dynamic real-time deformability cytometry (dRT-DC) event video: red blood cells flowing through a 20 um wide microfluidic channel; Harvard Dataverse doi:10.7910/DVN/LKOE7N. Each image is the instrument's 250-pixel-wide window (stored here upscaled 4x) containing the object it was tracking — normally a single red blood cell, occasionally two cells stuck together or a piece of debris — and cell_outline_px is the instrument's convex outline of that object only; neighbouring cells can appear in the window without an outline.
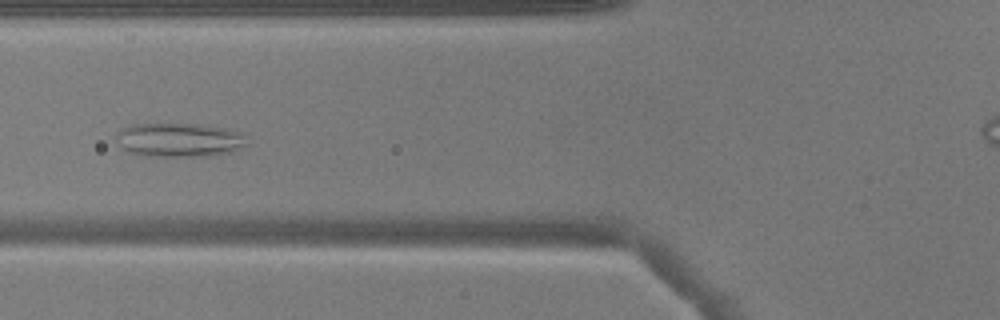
{"species": "common noctule bat (a hibernating species)", "species_latin": "Nyctalus noctula", "temperature_condition": "warm", "stored_images_in_passage": 52, "segment_of_instrument_passage": [1, 2], "camera_frame_rate_fps": 3000, "um_per_image_px": 0.085, "animal": {"sex": "male", "body_mass_g": 17.9}, "frame": {"image": 1, "passage_image": 20, "time_ms": 6.333, "image_size_px": [1000, 320], "cell_outline_px": [[244, 144], [232, 152], [192, 156], [148, 156], [128, 152], [116, 140], [116, 132], [120, 128], [136, 124], [196, 124], [224, 128], [236, 132], [240, 136]], "centroid_in_image_um": [15.09, 11.88], "position_along_channel_um": 110.7, "area_um2": 25.09}}
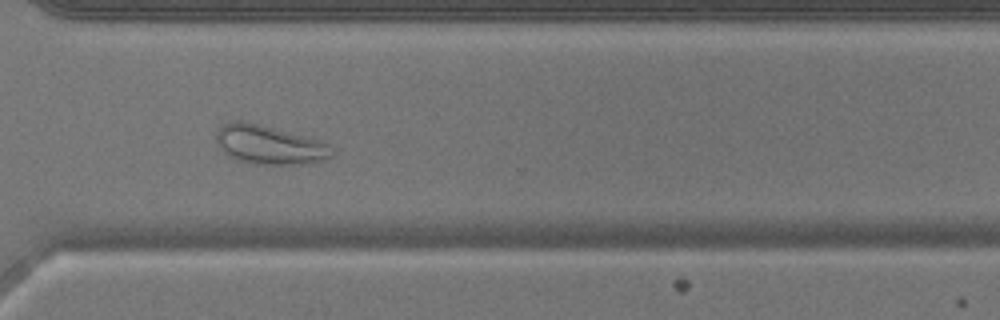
{"frame": {"image": 2, "passage_image": 38, "time_ms": 12.333, "image_size_px": [1000, 320], "cell_outline_px": [[336, 156], [324, 160], [300, 164], [256, 164], [236, 160], [228, 156], [220, 148], [216, 140], [216, 132], [224, 124], [236, 120], [240, 120], [320, 140], [332, 144], [336, 152]], "centroid_in_image_um": [22.96, 12.33], "position_along_channel_um": 347.6, "area_um2": 26.24}}
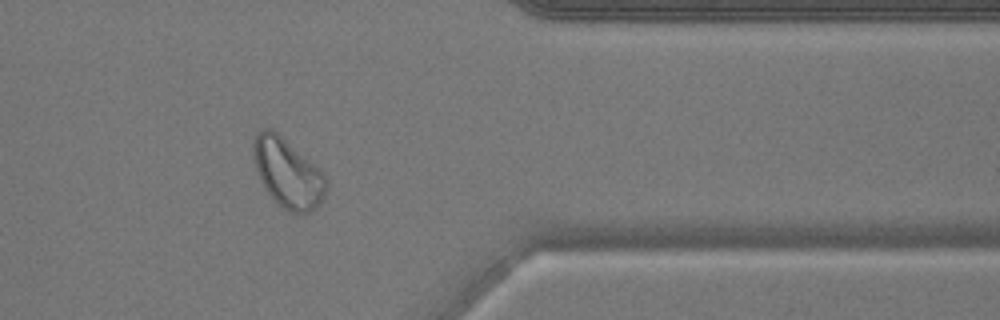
{"frame": {"image": 3, "passage_image": 42, "time_ms": 13.667, "image_size_px": [1000, 320], "cell_outline_px": [[328, 184], [324, 196], [320, 204], [308, 212], [292, 212], [284, 208], [264, 188], [260, 180], [256, 168], [252, 152], [252, 148], [256, 132], [260, 128], [272, 128], [308, 160], [324, 176]], "centroid_in_image_um": [24.41, 14.69], "position_along_channel_um": 387.0, "area_um2": 28.55}}